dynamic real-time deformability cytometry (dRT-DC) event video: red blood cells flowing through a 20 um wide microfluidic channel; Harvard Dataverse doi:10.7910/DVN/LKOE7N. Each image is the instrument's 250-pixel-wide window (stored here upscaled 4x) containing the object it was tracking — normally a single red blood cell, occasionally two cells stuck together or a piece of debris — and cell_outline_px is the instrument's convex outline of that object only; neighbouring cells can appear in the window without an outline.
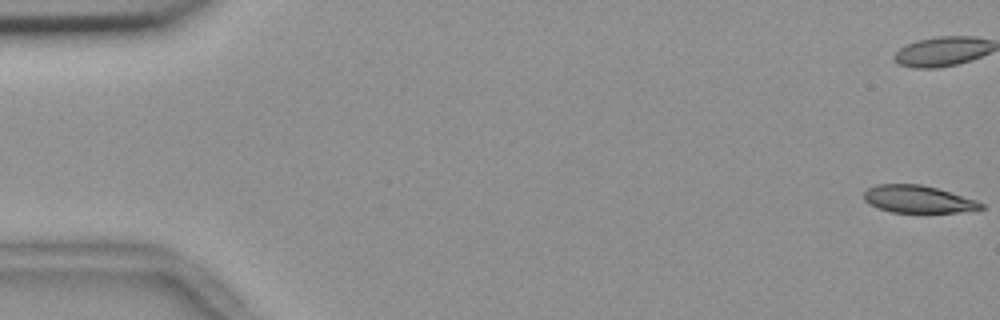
{"species": "common noctule bat (a hibernating species)", "species_latin": "Nyctalus noctula", "temperature_condition": "room temperature", "stored_images_in_passage": 5, "camera_frame_rate_fps": 3000, "um_per_image_px": 0.085, "animal": {"sex": "female", "body_mass_g": 18.4}, "frame": {"image": 1, "passage_image": 1, "time_ms": 0.0, "image_size_px": [1000, 320], "cell_outline_px": [[984, 208], [956, 212], [892, 212], [868, 204], [864, 200], [864, 192], [868, 188], [876, 184], [920, 184], [936, 188], [976, 200], [984, 204]], "centroid_in_image_um": [78.0, 16.92], "position_along_channel_um": 7.0, "area_um2": 18.44}}